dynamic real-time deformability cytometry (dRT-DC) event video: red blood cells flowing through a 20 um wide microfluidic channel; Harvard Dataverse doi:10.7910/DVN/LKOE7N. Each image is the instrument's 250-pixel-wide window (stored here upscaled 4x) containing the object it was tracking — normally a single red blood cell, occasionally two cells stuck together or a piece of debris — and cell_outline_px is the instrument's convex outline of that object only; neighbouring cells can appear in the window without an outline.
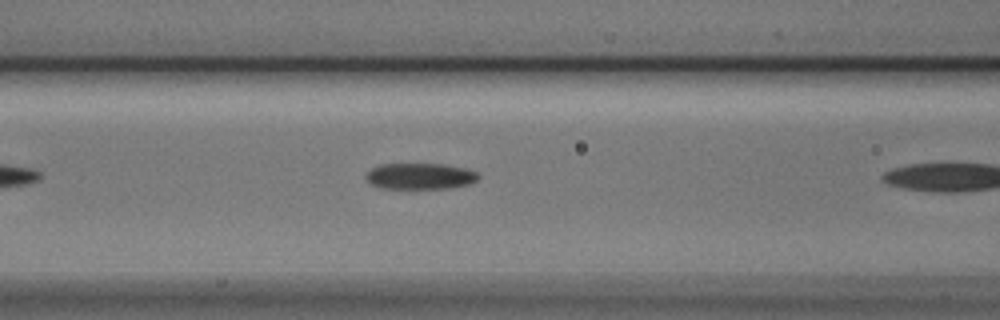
{"species": "Egyptian fruit bat (a non-hibernating species)", "species_latin": "Rousettus aegyptiacus", "temperature_condition": "cold", "stored_images_in_passage": 4, "camera_frame_rate_fps": 3000, "um_per_image_px": 0.085, "animal": {"sex": "male"}, "frame": {"image": 1, "passage_image": 3, "time_ms": 0.667, "image_size_px": [1000, 320], "cell_outline_px": [[480, 176], [476, 180], [468, 184], [452, 188], [380, 188], [372, 184], [364, 176], [372, 168], [380, 164], [444, 164], [464, 168], [476, 172]], "centroid_in_image_um": [35.7, 14.97], "position_along_channel_um": 130.9, "area_um2": 16.99}}